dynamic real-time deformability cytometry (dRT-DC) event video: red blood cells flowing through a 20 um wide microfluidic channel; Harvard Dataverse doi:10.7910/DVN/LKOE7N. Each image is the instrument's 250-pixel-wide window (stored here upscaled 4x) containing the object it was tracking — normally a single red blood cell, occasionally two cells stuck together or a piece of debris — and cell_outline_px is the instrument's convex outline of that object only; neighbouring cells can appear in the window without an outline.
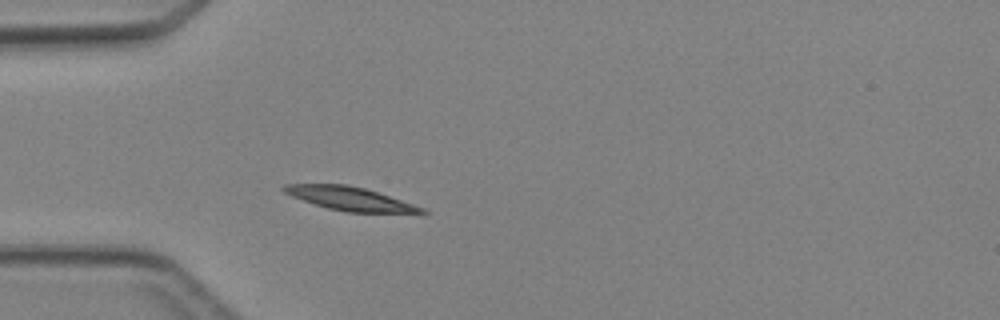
{"species": "Egyptian fruit bat (a non-hibernating species)", "species_latin": "Rousettus aegyptiacus", "temperature_condition": "cold", "stored_images_in_passage": 2, "camera_frame_rate_fps": 3000, "um_per_image_px": 0.085, "animal": {"sex": "female"}, "frame": {"image": 1, "passage_image": 2, "time_ms": 2.0, "image_size_px": [1000, 320], "cell_outline_px": [[428, 212], [348, 212], [328, 208], [292, 196], [284, 192], [280, 188], [284, 184], [348, 184], [364, 188], [424, 208]], "centroid_in_image_um": [29.66, 16.86], "position_along_channel_um": 55.3, "area_um2": 18.26}}